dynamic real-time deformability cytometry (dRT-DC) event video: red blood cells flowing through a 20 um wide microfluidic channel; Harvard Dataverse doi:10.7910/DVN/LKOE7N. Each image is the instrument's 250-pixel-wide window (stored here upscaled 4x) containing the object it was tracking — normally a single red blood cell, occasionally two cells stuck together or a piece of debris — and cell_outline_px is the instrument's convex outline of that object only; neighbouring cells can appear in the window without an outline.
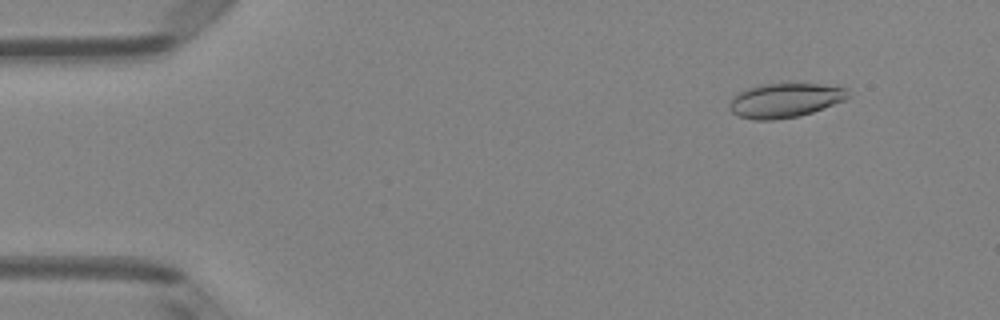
{"species": "Egyptian fruit bat (a non-hibernating species)", "species_latin": "Rousettus aegyptiacus", "temperature_condition": "room temperature", "stored_images_in_passage": 51, "camera_frame_rate_fps": 3000, "um_per_image_px": 0.085, "animal": {"sex": "female"}, "frame": {"image": 1, "passage_image": 6, "time_ms": 1.667, "image_size_px": [1000, 320], "cell_outline_px": [[848, 96], [844, 100], [812, 112], [800, 116], [776, 120], [752, 120], [740, 116], [732, 112], [728, 108], [728, 104], [732, 96], [748, 88], [764, 84], [820, 84], [848, 88]], "centroid_in_image_um": [66.68, 8.54], "position_along_channel_um": 18.3, "area_um2": 23.64}}
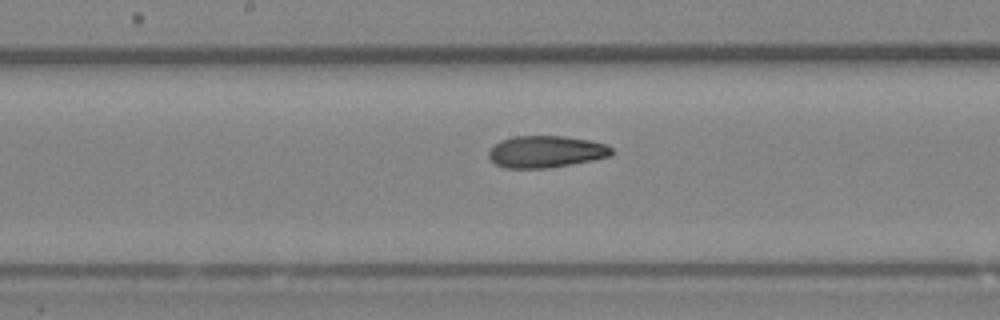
{"frame": {"image": 2, "passage_image": 27, "time_ms": 8.667, "image_size_px": [1000, 320], "cell_outline_px": [[612, 156], [592, 160], [548, 168], [504, 168], [496, 164], [488, 156], [488, 152], [500, 140], [516, 136], [564, 136], [588, 140], [604, 144], [612, 148]], "centroid_in_image_um": [46.4, 12.89], "position_along_channel_um": 201.8, "area_um2": 22.66}}
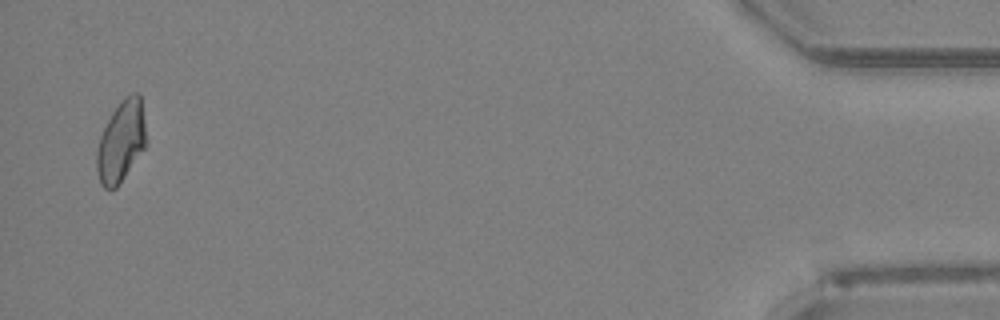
{"frame": {"image": 3, "passage_image": 50, "time_ms": 16.333, "image_size_px": [1000, 320], "cell_outline_px": [[148, 144], [116, 188], [104, 188], [100, 184], [96, 168], [96, 148], [100, 136], [112, 112], [120, 100], [132, 92], [136, 92], [140, 96], [148, 140]], "centroid_in_image_um": [10.3, 12.02], "position_along_channel_um": 424.9, "area_um2": 23.64}, "authors_computed_cell_mechanics": {"area_um2": 23.3512, "velocity_mm_per_s": 4.0129, "shape_relaxation_time_tau1_ms": null, "shape_relaxation_time_tau2_ms": 3.067, "deformation_change_tau1": null, "deformation_change_tau2": 0.0934}}